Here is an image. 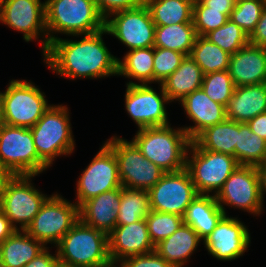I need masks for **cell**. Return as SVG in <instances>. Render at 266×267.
<instances>
[{
	"instance_id": "obj_1",
	"label": "cell",
	"mask_w": 266,
	"mask_h": 267,
	"mask_svg": "<svg viewBox=\"0 0 266 267\" xmlns=\"http://www.w3.org/2000/svg\"><path fill=\"white\" fill-rule=\"evenodd\" d=\"M104 34H108L106 29L80 35V40L58 37L49 43L43 61L53 72L67 79L116 76L118 58L108 50L102 38Z\"/></svg>"
},
{
	"instance_id": "obj_2",
	"label": "cell",
	"mask_w": 266,
	"mask_h": 267,
	"mask_svg": "<svg viewBox=\"0 0 266 267\" xmlns=\"http://www.w3.org/2000/svg\"><path fill=\"white\" fill-rule=\"evenodd\" d=\"M131 140L140 152L165 173L186 168L191 139L185 130L170 125L138 129Z\"/></svg>"
},
{
	"instance_id": "obj_3",
	"label": "cell",
	"mask_w": 266,
	"mask_h": 267,
	"mask_svg": "<svg viewBox=\"0 0 266 267\" xmlns=\"http://www.w3.org/2000/svg\"><path fill=\"white\" fill-rule=\"evenodd\" d=\"M48 45L54 34L78 36L105 29V18L94 0H45Z\"/></svg>"
},
{
	"instance_id": "obj_4",
	"label": "cell",
	"mask_w": 266,
	"mask_h": 267,
	"mask_svg": "<svg viewBox=\"0 0 266 267\" xmlns=\"http://www.w3.org/2000/svg\"><path fill=\"white\" fill-rule=\"evenodd\" d=\"M55 247L60 263L75 267H114L109 257L108 234L80 219Z\"/></svg>"
},
{
	"instance_id": "obj_5",
	"label": "cell",
	"mask_w": 266,
	"mask_h": 267,
	"mask_svg": "<svg viewBox=\"0 0 266 267\" xmlns=\"http://www.w3.org/2000/svg\"><path fill=\"white\" fill-rule=\"evenodd\" d=\"M68 107L51 105L30 128L39 158L51 167L57 156L70 155L75 150Z\"/></svg>"
},
{
	"instance_id": "obj_6",
	"label": "cell",
	"mask_w": 266,
	"mask_h": 267,
	"mask_svg": "<svg viewBox=\"0 0 266 267\" xmlns=\"http://www.w3.org/2000/svg\"><path fill=\"white\" fill-rule=\"evenodd\" d=\"M239 165L234 156L201 149L193 140L186 155V169L199 194L216 196Z\"/></svg>"
},
{
	"instance_id": "obj_7",
	"label": "cell",
	"mask_w": 266,
	"mask_h": 267,
	"mask_svg": "<svg viewBox=\"0 0 266 267\" xmlns=\"http://www.w3.org/2000/svg\"><path fill=\"white\" fill-rule=\"evenodd\" d=\"M0 165L14 176H37L49 168L38 156L29 128L0 125Z\"/></svg>"
},
{
	"instance_id": "obj_8",
	"label": "cell",
	"mask_w": 266,
	"mask_h": 267,
	"mask_svg": "<svg viewBox=\"0 0 266 267\" xmlns=\"http://www.w3.org/2000/svg\"><path fill=\"white\" fill-rule=\"evenodd\" d=\"M38 86L11 80L3 93V124L31 128L51 106Z\"/></svg>"
},
{
	"instance_id": "obj_9",
	"label": "cell",
	"mask_w": 266,
	"mask_h": 267,
	"mask_svg": "<svg viewBox=\"0 0 266 267\" xmlns=\"http://www.w3.org/2000/svg\"><path fill=\"white\" fill-rule=\"evenodd\" d=\"M105 143L114 151L123 187L149 191L165 173L150 162L132 141L112 136Z\"/></svg>"
},
{
	"instance_id": "obj_10",
	"label": "cell",
	"mask_w": 266,
	"mask_h": 267,
	"mask_svg": "<svg viewBox=\"0 0 266 267\" xmlns=\"http://www.w3.org/2000/svg\"><path fill=\"white\" fill-rule=\"evenodd\" d=\"M79 220V207L55 193L41 205L39 212L25 231L33 238L54 246Z\"/></svg>"
},
{
	"instance_id": "obj_11",
	"label": "cell",
	"mask_w": 266,
	"mask_h": 267,
	"mask_svg": "<svg viewBox=\"0 0 266 267\" xmlns=\"http://www.w3.org/2000/svg\"><path fill=\"white\" fill-rule=\"evenodd\" d=\"M33 177L35 176H14L5 188L0 210L16 230H25L49 197L33 186Z\"/></svg>"
},
{
	"instance_id": "obj_12",
	"label": "cell",
	"mask_w": 266,
	"mask_h": 267,
	"mask_svg": "<svg viewBox=\"0 0 266 267\" xmlns=\"http://www.w3.org/2000/svg\"><path fill=\"white\" fill-rule=\"evenodd\" d=\"M215 197L225 215L227 212L224 206L227 205L260 216L264 205L257 167L239 165Z\"/></svg>"
},
{
	"instance_id": "obj_13",
	"label": "cell",
	"mask_w": 266,
	"mask_h": 267,
	"mask_svg": "<svg viewBox=\"0 0 266 267\" xmlns=\"http://www.w3.org/2000/svg\"><path fill=\"white\" fill-rule=\"evenodd\" d=\"M155 27L145 3L112 13L105 19L108 35L117 38L129 50L154 47Z\"/></svg>"
},
{
	"instance_id": "obj_14",
	"label": "cell",
	"mask_w": 266,
	"mask_h": 267,
	"mask_svg": "<svg viewBox=\"0 0 266 267\" xmlns=\"http://www.w3.org/2000/svg\"><path fill=\"white\" fill-rule=\"evenodd\" d=\"M76 185L78 207L101 193L122 187L114 151L106 143L83 170Z\"/></svg>"
},
{
	"instance_id": "obj_15",
	"label": "cell",
	"mask_w": 266,
	"mask_h": 267,
	"mask_svg": "<svg viewBox=\"0 0 266 267\" xmlns=\"http://www.w3.org/2000/svg\"><path fill=\"white\" fill-rule=\"evenodd\" d=\"M0 22L15 31L23 33V39L26 42L44 38L40 40L42 53L47 50L45 1L0 0Z\"/></svg>"
},
{
	"instance_id": "obj_16",
	"label": "cell",
	"mask_w": 266,
	"mask_h": 267,
	"mask_svg": "<svg viewBox=\"0 0 266 267\" xmlns=\"http://www.w3.org/2000/svg\"><path fill=\"white\" fill-rule=\"evenodd\" d=\"M148 193L151 210L182 217L187 207L199 194L186 168L164 173Z\"/></svg>"
},
{
	"instance_id": "obj_17",
	"label": "cell",
	"mask_w": 266,
	"mask_h": 267,
	"mask_svg": "<svg viewBox=\"0 0 266 267\" xmlns=\"http://www.w3.org/2000/svg\"><path fill=\"white\" fill-rule=\"evenodd\" d=\"M160 94L149 84H131L126 86L125 109L138 126L158 127L169 125L166 103L169 99L159 84Z\"/></svg>"
},
{
	"instance_id": "obj_18",
	"label": "cell",
	"mask_w": 266,
	"mask_h": 267,
	"mask_svg": "<svg viewBox=\"0 0 266 267\" xmlns=\"http://www.w3.org/2000/svg\"><path fill=\"white\" fill-rule=\"evenodd\" d=\"M250 239L249 230L243 222L237 217L224 215L203 244L217 260L231 261L243 256L251 243Z\"/></svg>"
},
{
	"instance_id": "obj_19",
	"label": "cell",
	"mask_w": 266,
	"mask_h": 267,
	"mask_svg": "<svg viewBox=\"0 0 266 267\" xmlns=\"http://www.w3.org/2000/svg\"><path fill=\"white\" fill-rule=\"evenodd\" d=\"M109 257L115 267L121 260L155 251L145 219L128 225H116L108 234Z\"/></svg>"
},
{
	"instance_id": "obj_20",
	"label": "cell",
	"mask_w": 266,
	"mask_h": 267,
	"mask_svg": "<svg viewBox=\"0 0 266 267\" xmlns=\"http://www.w3.org/2000/svg\"><path fill=\"white\" fill-rule=\"evenodd\" d=\"M180 103L187 118L195 124L182 127L191 140L205 128L219 124L227 118L225 106L210 99L202 88L184 97Z\"/></svg>"
},
{
	"instance_id": "obj_21",
	"label": "cell",
	"mask_w": 266,
	"mask_h": 267,
	"mask_svg": "<svg viewBox=\"0 0 266 267\" xmlns=\"http://www.w3.org/2000/svg\"><path fill=\"white\" fill-rule=\"evenodd\" d=\"M228 72L235 87L266 82V47L248 43L231 55Z\"/></svg>"
},
{
	"instance_id": "obj_22",
	"label": "cell",
	"mask_w": 266,
	"mask_h": 267,
	"mask_svg": "<svg viewBox=\"0 0 266 267\" xmlns=\"http://www.w3.org/2000/svg\"><path fill=\"white\" fill-rule=\"evenodd\" d=\"M121 201V187L101 193L79 207V219L109 234L115 227Z\"/></svg>"
},
{
	"instance_id": "obj_23",
	"label": "cell",
	"mask_w": 266,
	"mask_h": 267,
	"mask_svg": "<svg viewBox=\"0 0 266 267\" xmlns=\"http://www.w3.org/2000/svg\"><path fill=\"white\" fill-rule=\"evenodd\" d=\"M225 108L226 117L238 123L266 112V82L235 87Z\"/></svg>"
},
{
	"instance_id": "obj_24",
	"label": "cell",
	"mask_w": 266,
	"mask_h": 267,
	"mask_svg": "<svg viewBox=\"0 0 266 267\" xmlns=\"http://www.w3.org/2000/svg\"><path fill=\"white\" fill-rule=\"evenodd\" d=\"M202 241L188 224L181 226L169 237L155 245V251L172 267H183Z\"/></svg>"
},
{
	"instance_id": "obj_25",
	"label": "cell",
	"mask_w": 266,
	"mask_h": 267,
	"mask_svg": "<svg viewBox=\"0 0 266 267\" xmlns=\"http://www.w3.org/2000/svg\"><path fill=\"white\" fill-rule=\"evenodd\" d=\"M224 215L214 195L198 194L187 207L183 223L191 226L203 242Z\"/></svg>"
},
{
	"instance_id": "obj_26",
	"label": "cell",
	"mask_w": 266,
	"mask_h": 267,
	"mask_svg": "<svg viewBox=\"0 0 266 267\" xmlns=\"http://www.w3.org/2000/svg\"><path fill=\"white\" fill-rule=\"evenodd\" d=\"M204 74L199 65L190 57L185 56L180 66L162 83L170 103L181 101L193 91L201 88Z\"/></svg>"
},
{
	"instance_id": "obj_27",
	"label": "cell",
	"mask_w": 266,
	"mask_h": 267,
	"mask_svg": "<svg viewBox=\"0 0 266 267\" xmlns=\"http://www.w3.org/2000/svg\"><path fill=\"white\" fill-rule=\"evenodd\" d=\"M45 248L25 230H16L0 244V262L7 267H24Z\"/></svg>"
},
{
	"instance_id": "obj_28",
	"label": "cell",
	"mask_w": 266,
	"mask_h": 267,
	"mask_svg": "<svg viewBox=\"0 0 266 267\" xmlns=\"http://www.w3.org/2000/svg\"><path fill=\"white\" fill-rule=\"evenodd\" d=\"M154 47L138 48L127 51L122 59L118 58V76H125L131 84H152L154 83ZM122 60V61H121Z\"/></svg>"
},
{
	"instance_id": "obj_29",
	"label": "cell",
	"mask_w": 266,
	"mask_h": 267,
	"mask_svg": "<svg viewBox=\"0 0 266 267\" xmlns=\"http://www.w3.org/2000/svg\"><path fill=\"white\" fill-rule=\"evenodd\" d=\"M193 141L201 149L235 157L237 122L226 118L219 124L205 128Z\"/></svg>"
},
{
	"instance_id": "obj_30",
	"label": "cell",
	"mask_w": 266,
	"mask_h": 267,
	"mask_svg": "<svg viewBox=\"0 0 266 267\" xmlns=\"http://www.w3.org/2000/svg\"><path fill=\"white\" fill-rule=\"evenodd\" d=\"M194 0H145L156 26L193 23Z\"/></svg>"
},
{
	"instance_id": "obj_31",
	"label": "cell",
	"mask_w": 266,
	"mask_h": 267,
	"mask_svg": "<svg viewBox=\"0 0 266 267\" xmlns=\"http://www.w3.org/2000/svg\"><path fill=\"white\" fill-rule=\"evenodd\" d=\"M197 36L193 23L156 26L154 47L170 49L188 56Z\"/></svg>"
},
{
	"instance_id": "obj_32",
	"label": "cell",
	"mask_w": 266,
	"mask_h": 267,
	"mask_svg": "<svg viewBox=\"0 0 266 267\" xmlns=\"http://www.w3.org/2000/svg\"><path fill=\"white\" fill-rule=\"evenodd\" d=\"M235 158L240 165L255 167L266 161V140L252 132L247 123L237 122Z\"/></svg>"
},
{
	"instance_id": "obj_33",
	"label": "cell",
	"mask_w": 266,
	"mask_h": 267,
	"mask_svg": "<svg viewBox=\"0 0 266 267\" xmlns=\"http://www.w3.org/2000/svg\"><path fill=\"white\" fill-rule=\"evenodd\" d=\"M190 57L199 65L205 75L228 70L231 55L205 36H197Z\"/></svg>"
},
{
	"instance_id": "obj_34",
	"label": "cell",
	"mask_w": 266,
	"mask_h": 267,
	"mask_svg": "<svg viewBox=\"0 0 266 267\" xmlns=\"http://www.w3.org/2000/svg\"><path fill=\"white\" fill-rule=\"evenodd\" d=\"M150 211V196L147 190L121 187L116 225H128L145 219Z\"/></svg>"
},
{
	"instance_id": "obj_35",
	"label": "cell",
	"mask_w": 266,
	"mask_h": 267,
	"mask_svg": "<svg viewBox=\"0 0 266 267\" xmlns=\"http://www.w3.org/2000/svg\"><path fill=\"white\" fill-rule=\"evenodd\" d=\"M205 37L230 55L249 43V36L230 19L221 27L207 33Z\"/></svg>"
},
{
	"instance_id": "obj_36",
	"label": "cell",
	"mask_w": 266,
	"mask_h": 267,
	"mask_svg": "<svg viewBox=\"0 0 266 267\" xmlns=\"http://www.w3.org/2000/svg\"><path fill=\"white\" fill-rule=\"evenodd\" d=\"M201 88L210 99L226 107L233 95L235 85L228 70H225L205 74Z\"/></svg>"
},
{
	"instance_id": "obj_37",
	"label": "cell",
	"mask_w": 266,
	"mask_h": 267,
	"mask_svg": "<svg viewBox=\"0 0 266 267\" xmlns=\"http://www.w3.org/2000/svg\"><path fill=\"white\" fill-rule=\"evenodd\" d=\"M145 220L154 245L171 236L183 223V217L180 215L153 210L149 212Z\"/></svg>"
},
{
	"instance_id": "obj_38",
	"label": "cell",
	"mask_w": 266,
	"mask_h": 267,
	"mask_svg": "<svg viewBox=\"0 0 266 267\" xmlns=\"http://www.w3.org/2000/svg\"><path fill=\"white\" fill-rule=\"evenodd\" d=\"M265 5V0L240 1L234 5L229 19L250 36L256 28Z\"/></svg>"
},
{
	"instance_id": "obj_39",
	"label": "cell",
	"mask_w": 266,
	"mask_h": 267,
	"mask_svg": "<svg viewBox=\"0 0 266 267\" xmlns=\"http://www.w3.org/2000/svg\"><path fill=\"white\" fill-rule=\"evenodd\" d=\"M229 17L223 10H210L200 0H194L192 22L198 36H205L224 25Z\"/></svg>"
},
{
	"instance_id": "obj_40",
	"label": "cell",
	"mask_w": 266,
	"mask_h": 267,
	"mask_svg": "<svg viewBox=\"0 0 266 267\" xmlns=\"http://www.w3.org/2000/svg\"><path fill=\"white\" fill-rule=\"evenodd\" d=\"M185 56L181 52L154 47V83L161 84L180 66Z\"/></svg>"
},
{
	"instance_id": "obj_41",
	"label": "cell",
	"mask_w": 266,
	"mask_h": 267,
	"mask_svg": "<svg viewBox=\"0 0 266 267\" xmlns=\"http://www.w3.org/2000/svg\"><path fill=\"white\" fill-rule=\"evenodd\" d=\"M116 264L119 267H172L156 251L148 254H141L127 257Z\"/></svg>"
},
{
	"instance_id": "obj_42",
	"label": "cell",
	"mask_w": 266,
	"mask_h": 267,
	"mask_svg": "<svg viewBox=\"0 0 266 267\" xmlns=\"http://www.w3.org/2000/svg\"><path fill=\"white\" fill-rule=\"evenodd\" d=\"M94 2L106 19L112 13L141 6L145 0H94Z\"/></svg>"
},
{
	"instance_id": "obj_43",
	"label": "cell",
	"mask_w": 266,
	"mask_h": 267,
	"mask_svg": "<svg viewBox=\"0 0 266 267\" xmlns=\"http://www.w3.org/2000/svg\"><path fill=\"white\" fill-rule=\"evenodd\" d=\"M249 43L254 46L266 47V5L255 30L249 36Z\"/></svg>"
},
{
	"instance_id": "obj_44",
	"label": "cell",
	"mask_w": 266,
	"mask_h": 267,
	"mask_svg": "<svg viewBox=\"0 0 266 267\" xmlns=\"http://www.w3.org/2000/svg\"><path fill=\"white\" fill-rule=\"evenodd\" d=\"M48 250L49 247H46L24 267H56L58 263L57 251L55 250V254L52 255Z\"/></svg>"
},
{
	"instance_id": "obj_45",
	"label": "cell",
	"mask_w": 266,
	"mask_h": 267,
	"mask_svg": "<svg viewBox=\"0 0 266 267\" xmlns=\"http://www.w3.org/2000/svg\"><path fill=\"white\" fill-rule=\"evenodd\" d=\"M247 124L252 132L266 140V112L250 119Z\"/></svg>"
},
{
	"instance_id": "obj_46",
	"label": "cell",
	"mask_w": 266,
	"mask_h": 267,
	"mask_svg": "<svg viewBox=\"0 0 266 267\" xmlns=\"http://www.w3.org/2000/svg\"><path fill=\"white\" fill-rule=\"evenodd\" d=\"M210 10H223V13L230 17L235 3L232 0H200Z\"/></svg>"
},
{
	"instance_id": "obj_47",
	"label": "cell",
	"mask_w": 266,
	"mask_h": 267,
	"mask_svg": "<svg viewBox=\"0 0 266 267\" xmlns=\"http://www.w3.org/2000/svg\"><path fill=\"white\" fill-rule=\"evenodd\" d=\"M16 229L10 223V220L0 210V244L11 236Z\"/></svg>"
},
{
	"instance_id": "obj_48",
	"label": "cell",
	"mask_w": 266,
	"mask_h": 267,
	"mask_svg": "<svg viewBox=\"0 0 266 267\" xmlns=\"http://www.w3.org/2000/svg\"><path fill=\"white\" fill-rule=\"evenodd\" d=\"M14 177V175L5 167L0 165V205L7 183Z\"/></svg>"
},
{
	"instance_id": "obj_49",
	"label": "cell",
	"mask_w": 266,
	"mask_h": 267,
	"mask_svg": "<svg viewBox=\"0 0 266 267\" xmlns=\"http://www.w3.org/2000/svg\"><path fill=\"white\" fill-rule=\"evenodd\" d=\"M260 179V192L264 202V194H266V161L261 165L257 166Z\"/></svg>"
},
{
	"instance_id": "obj_50",
	"label": "cell",
	"mask_w": 266,
	"mask_h": 267,
	"mask_svg": "<svg viewBox=\"0 0 266 267\" xmlns=\"http://www.w3.org/2000/svg\"><path fill=\"white\" fill-rule=\"evenodd\" d=\"M3 93L0 91V125L3 123V117H2V113H3Z\"/></svg>"
},
{
	"instance_id": "obj_51",
	"label": "cell",
	"mask_w": 266,
	"mask_h": 267,
	"mask_svg": "<svg viewBox=\"0 0 266 267\" xmlns=\"http://www.w3.org/2000/svg\"><path fill=\"white\" fill-rule=\"evenodd\" d=\"M56 267H75V266H70V265H66V264L58 262Z\"/></svg>"
},
{
	"instance_id": "obj_52",
	"label": "cell",
	"mask_w": 266,
	"mask_h": 267,
	"mask_svg": "<svg viewBox=\"0 0 266 267\" xmlns=\"http://www.w3.org/2000/svg\"><path fill=\"white\" fill-rule=\"evenodd\" d=\"M235 4L240 2V1H244V0H232Z\"/></svg>"
},
{
	"instance_id": "obj_53",
	"label": "cell",
	"mask_w": 266,
	"mask_h": 267,
	"mask_svg": "<svg viewBox=\"0 0 266 267\" xmlns=\"http://www.w3.org/2000/svg\"><path fill=\"white\" fill-rule=\"evenodd\" d=\"M0 267H7V266H5L4 264H2V263L0 262Z\"/></svg>"
}]
</instances>
